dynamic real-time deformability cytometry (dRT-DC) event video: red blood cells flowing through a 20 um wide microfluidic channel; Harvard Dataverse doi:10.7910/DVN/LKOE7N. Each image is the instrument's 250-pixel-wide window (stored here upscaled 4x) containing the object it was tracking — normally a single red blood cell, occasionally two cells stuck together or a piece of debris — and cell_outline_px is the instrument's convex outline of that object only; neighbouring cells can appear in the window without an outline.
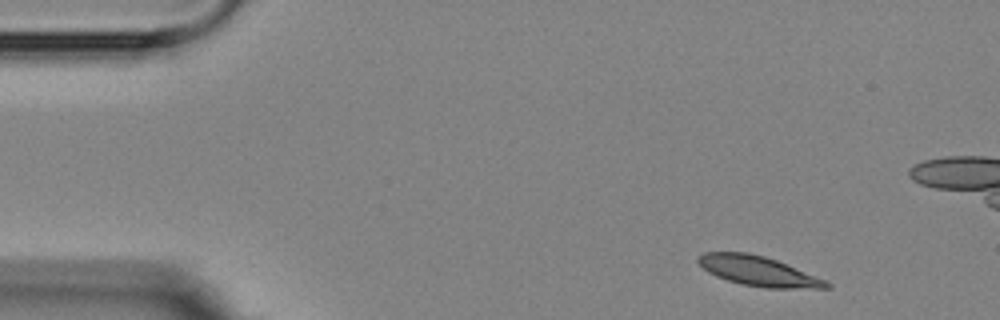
{"species": "Egyptian fruit bat (a non-hibernating species)", "species_latin": "Rousettus aegyptiacus", "temperature_condition": "room temperature", "stored_images_in_passage": 6, "segment_of_instrument_passage": [1, 2], "camera_frame_rate_fps": 3000, "um_per_image_px": 0.085, "animal": {"sex": "female"}, "frame": {"image": 1, "passage_image": 1, "time_ms": 0.0, "image_size_px": [1000, 320], "cell_outline_px": [[832, 288], [764, 288], [740, 284], [716, 276], [708, 272], [696, 260], [696, 256], [704, 252], [748, 252], [764, 256], [776, 260], [828, 280], [832, 284]], "centroid_in_image_um": [64.48, 23.04], "position_along_channel_um": 20.5, "area_um2": 22.43}}
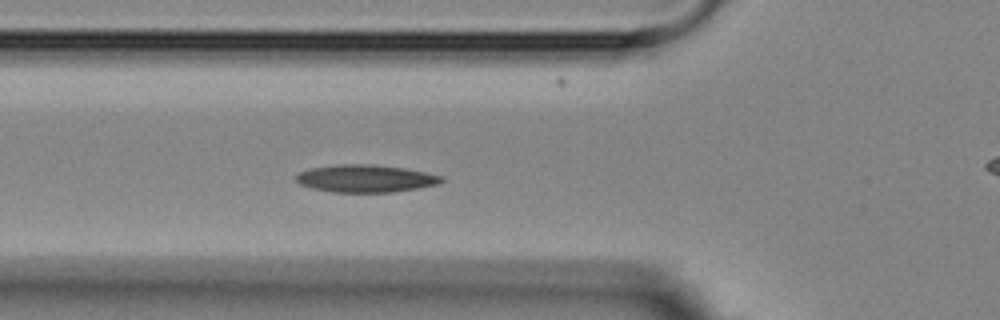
{"frame": {"image": 2, "passage_image": 5, "time_ms": 4.333, "image_size_px": [1000, 320], "cell_outline_px": [[444, 180], [440, 184], [420, 188], [392, 192], [332, 192], [312, 188], [300, 184], [296, 180], [296, 176], [300, 172], [312, 168], [336, 164], [372, 164], [404, 168], [444, 176]], "centroid_in_image_um": [31.11, 15.17], "position_along_channel_um": 94.7, "area_um2": 23.35}}